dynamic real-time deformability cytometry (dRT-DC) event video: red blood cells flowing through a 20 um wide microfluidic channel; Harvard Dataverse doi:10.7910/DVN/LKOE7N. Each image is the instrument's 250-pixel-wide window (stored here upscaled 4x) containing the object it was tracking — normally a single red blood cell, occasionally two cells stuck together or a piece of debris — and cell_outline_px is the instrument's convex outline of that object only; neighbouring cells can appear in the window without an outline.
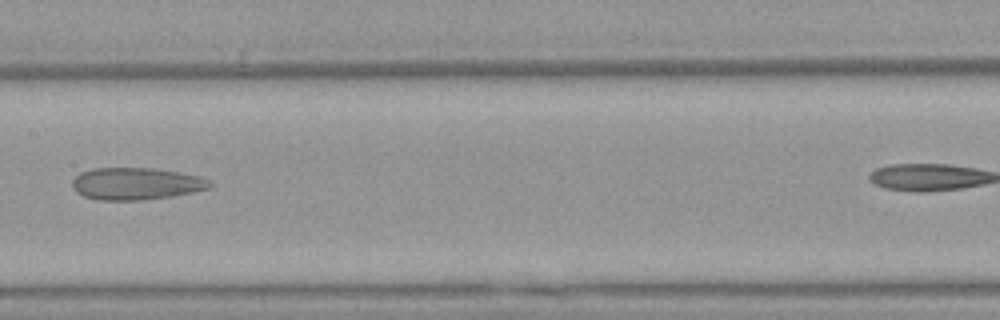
{"species": "Egyptian fruit bat (a non-hibernating species)", "species_latin": "Rousettus aegyptiacus", "temperature_condition": "warm", "stored_images_in_passage": 5, "segment_of_instrument_passage": [1, 2], "camera_frame_rate_fps": 3000, "um_per_image_px": 0.085, "animal": {"sex": "female"}, "frame": {"image": 1, "passage_image": 4, "time_ms": 1.0, "image_size_px": [1000, 320], "cell_outline_px": [[212, 188], [172, 196], [144, 200], [96, 200], [84, 196], [76, 192], [72, 188], [72, 180], [80, 172], [92, 168], [152, 168], [180, 172], [200, 176], [212, 180]], "centroid_in_image_um": [11.58, 15.61], "position_along_channel_um": 195.8, "area_um2": 26.07}}